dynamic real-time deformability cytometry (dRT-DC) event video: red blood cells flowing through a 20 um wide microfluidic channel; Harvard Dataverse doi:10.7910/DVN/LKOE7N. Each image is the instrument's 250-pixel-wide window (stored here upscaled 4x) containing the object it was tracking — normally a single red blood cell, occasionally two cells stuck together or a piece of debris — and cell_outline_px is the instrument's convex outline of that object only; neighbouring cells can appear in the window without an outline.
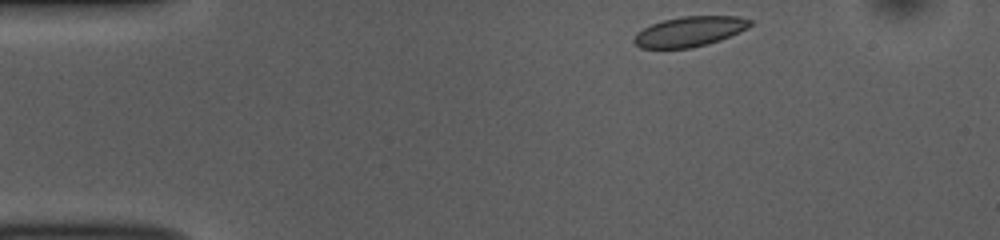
{"species": "common noctule bat (a hibernating species)", "species_latin": "Nyctalus noctula", "temperature_condition": "room temperature", "stored_images_in_passage": 46, "camera_frame_rate_fps": 3000, "um_per_image_px": 0.085, "animal": {"sex": "female", "body_mass_g": 10.0, "forearm_length_mm": 53.1}, "frame": {"image": 1, "passage_image": 1, "time_ms": 0.0, "image_size_px": [1000, 240], "cell_outline_px": [[752, 24], [748, 28], [740, 32], [720, 40], [708, 44], [688, 48], [640, 48], [632, 40], [636, 32], [652, 24], [664, 20], [684, 16], [740, 16], [752, 20]], "centroid_in_image_um": [58.63, 2.67], "position_along_channel_um": 26.4, "area_um2": 20.35}}
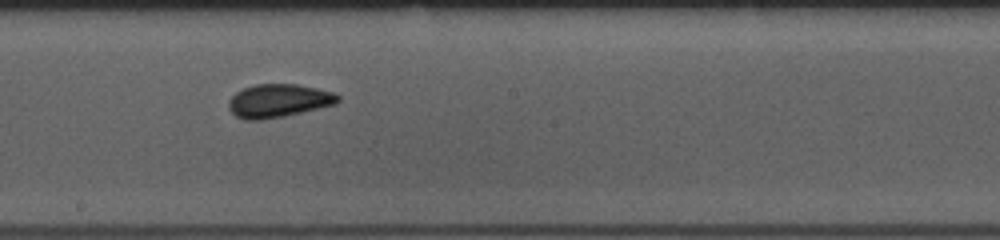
{"frame": {"image": 2, "passage_image": 22, "time_ms": 7.0, "image_size_px": [1000, 240], "cell_outline_px": [[340, 100], [336, 104], [284, 116], [260, 120], [244, 120], [236, 116], [228, 108], [228, 100], [236, 92], [244, 88], [256, 84], [296, 84], [316, 88], [332, 92], [340, 96]], "centroid_in_image_um": [23.65, 8.56], "position_along_channel_um": 224.5, "area_um2": 21.15}}
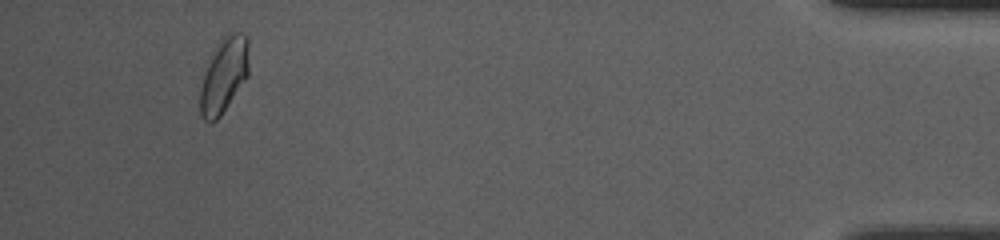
{"frame": {"image": 3, "passage_image": 43, "time_ms": 14.0, "image_size_px": [1000, 240], "cell_outline_px": [[248, 76], [220, 116], [212, 124], [208, 124], [200, 116], [200, 88], [208, 56], [220, 36], [224, 32], [240, 32], [248, 36]], "centroid_in_image_um": [19.0, 6.34], "position_along_channel_um": 416.2, "area_um2": 22.08}, "authors_computed_cell_mechanics": {"area_um2": 20.2878, "velocity_mm_per_s": 3.7019, "shape_relaxation_time_tau1_ms": 6.4695, "shape_relaxation_time_tau2_ms": 1.0545, "deformation_change_tau1": 0.1195, "deformation_change_tau2": 0.0554}}